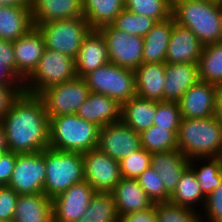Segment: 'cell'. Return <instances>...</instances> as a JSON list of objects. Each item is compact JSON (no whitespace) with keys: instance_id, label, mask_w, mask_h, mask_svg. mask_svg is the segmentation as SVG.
Instances as JSON below:
<instances>
[{"instance_id":"6da1fadb","label":"cell","mask_w":222,"mask_h":222,"mask_svg":"<svg viewBox=\"0 0 222 222\" xmlns=\"http://www.w3.org/2000/svg\"><path fill=\"white\" fill-rule=\"evenodd\" d=\"M0 122L9 151L36 153L49 147V117L38 95L23 92Z\"/></svg>"},{"instance_id":"7a4b0ae2","label":"cell","mask_w":222,"mask_h":222,"mask_svg":"<svg viewBox=\"0 0 222 222\" xmlns=\"http://www.w3.org/2000/svg\"><path fill=\"white\" fill-rule=\"evenodd\" d=\"M171 16L204 46L222 42V4L218 1L172 0Z\"/></svg>"},{"instance_id":"3957f363","label":"cell","mask_w":222,"mask_h":222,"mask_svg":"<svg viewBox=\"0 0 222 222\" xmlns=\"http://www.w3.org/2000/svg\"><path fill=\"white\" fill-rule=\"evenodd\" d=\"M178 150L187 158L222 156V122L214 115L205 119L183 118L177 134Z\"/></svg>"},{"instance_id":"277c9868","label":"cell","mask_w":222,"mask_h":222,"mask_svg":"<svg viewBox=\"0 0 222 222\" xmlns=\"http://www.w3.org/2000/svg\"><path fill=\"white\" fill-rule=\"evenodd\" d=\"M100 127L76 114L49 118V147L84 153L98 146Z\"/></svg>"},{"instance_id":"5b68a950","label":"cell","mask_w":222,"mask_h":222,"mask_svg":"<svg viewBox=\"0 0 222 222\" xmlns=\"http://www.w3.org/2000/svg\"><path fill=\"white\" fill-rule=\"evenodd\" d=\"M44 194L50 199L84 180L82 153L45 149Z\"/></svg>"},{"instance_id":"8992f818","label":"cell","mask_w":222,"mask_h":222,"mask_svg":"<svg viewBox=\"0 0 222 222\" xmlns=\"http://www.w3.org/2000/svg\"><path fill=\"white\" fill-rule=\"evenodd\" d=\"M75 77V59L45 48L37 68L23 83L24 92L39 95L43 90Z\"/></svg>"},{"instance_id":"52a82bcc","label":"cell","mask_w":222,"mask_h":222,"mask_svg":"<svg viewBox=\"0 0 222 222\" xmlns=\"http://www.w3.org/2000/svg\"><path fill=\"white\" fill-rule=\"evenodd\" d=\"M90 92L103 94L121 105L136 96L135 71L107 63L85 75Z\"/></svg>"},{"instance_id":"ba28073f","label":"cell","mask_w":222,"mask_h":222,"mask_svg":"<svg viewBox=\"0 0 222 222\" xmlns=\"http://www.w3.org/2000/svg\"><path fill=\"white\" fill-rule=\"evenodd\" d=\"M33 25L41 32L45 48L73 59L77 58L83 39L92 30L84 16Z\"/></svg>"},{"instance_id":"9c48e42d","label":"cell","mask_w":222,"mask_h":222,"mask_svg":"<svg viewBox=\"0 0 222 222\" xmlns=\"http://www.w3.org/2000/svg\"><path fill=\"white\" fill-rule=\"evenodd\" d=\"M90 90L83 77L53 85L43 90L38 96L42 99L49 118L76 114L86 101Z\"/></svg>"},{"instance_id":"30bf717a","label":"cell","mask_w":222,"mask_h":222,"mask_svg":"<svg viewBox=\"0 0 222 222\" xmlns=\"http://www.w3.org/2000/svg\"><path fill=\"white\" fill-rule=\"evenodd\" d=\"M98 31L105 39L111 63L134 71L142 64L143 37L117 30L112 25Z\"/></svg>"},{"instance_id":"8fae6325","label":"cell","mask_w":222,"mask_h":222,"mask_svg":"<svg viewBox=\"0 0 222 222\" xmlns=\"http://www.w3.org/2000/svg\"><path fill=\"white\" fill-rule=\"evenodd\" d=\"M45 149L36 153H16V164L8 186L19 194L44 193Z\"/></svg>"},{"instance_id":"7c38bea8","label":"cell","mask_w":222,"mask_h":222,"mask_svg":"<svg viewBox=\"0 0 222 222\" xmlns=\"http://www.w3.org/2000/svg\"><path fill=\"white\" fill-rule=\"evenodd\" d=\"M84 180L96 192H111L121 180L120 163L98 148L82 153Z\"/></svg>"},{"instance_id":"4fadbf2b","label":"cell","mask_w":222,"mask_h":222,"mask_svg":"<svg viewBox=\"0 0 222 222\" xmlns=\"http://www.w3.org/2000/svg\"><path fill=\"white\" fill-rule=\"evenodd\" d=\"M97 148L120 162L132 152L142 148L141 137L120 120L99 129Z\"/></svg>"},{"instance_id":"5bb4252c","label":"cell","mask_w":222,"mask_h":222,"mask_svg":"<svg viewBox=\"0 0 222 222\" xmlns=\"http://www.w3.org/2000/svg\"><path fill=\"white\" fill-rule=\"evenodd\" d=\"M96 191L86 181L71 185L52 199L54 222H77L89 207Z\"/></svg>"},{"instance_id":"9a60e30c","label":"cell","mask_w":222,"mask_h":222,"mask_svg":"<svg viewBox=\"0 0 222 222\" xmlns=\"http://www.w3.org/2000/svg\"><path fill=\"white\" fill-rule=\"evenodd\" d=\"M217 85L198 81L180 99L183 118L205 119L216 114Z\"/></svg>"},{"instance_id":"2e32d148","label":"cell","mask_w":222,"mask_h":222,"mask_svg":"<svg viewBox=\"0 0 222 222\" xmlns=\"http://www.w3.org/2000/svg\"><path fill=\"white\" fill-rule=\"evenodd\" d=\"M16 60V77L24 81L37 68L45 50L44 38L37 27L31 28L22 37L13 41Z\"/></svg>"},{"instance_id":"e0dca14e","label":"cell","mask_w":222,"mask_h":222,"mask_svg":"<svg viewBox=\"0 0 222 222\" xmlns=\"http://www.w3.org/2000/svg\"><path fill=\"white\" fill-rule=\"evenodd\" d=\"M203 47L204 45L190 29L177 24L173 18L166 63L198 64Z\"/></svg>"},{"instance_id":"ac0fdd59","label":"cell","mask_w":222,"mask_h":222,"mask_svg":"<svg viewBox=\"0 0 222 222\" xmlns=\"http://www.w3.org/2000/svg\"><path fill=\"white\" fill-rule=\"evenodd\" d=\"M122 105L103 94L90 92L86 101L79 107L76 115L92 122L100 128L121 120Z\"/></svg>"},{"instance_id":"d6986e66","label":"cell","mask_w":222,"mask_h":222,"mask_svg":"<svg viewBox=\"0 0 222 222\" xmlns=\"http://www.w3.org/2000/svg\"><path fill=\"white\" fill-rule=\"evenodd\" d=\"M33 24L83 16L82 0H30Z\"/></svg>"},{"instance_id":"ffe728a7","label":"cell","mask_w":222,"mask_h":222,"mask_svg":"<svg viewBox=\"0 0 222 222\" xmlns=\"http://www.w3.org/2000/svg\"><path fill=\"white\" fill-rule=\"evenodd\" d=\"M110 62L104 37L98 30H91L83 39L76 63L77 77L88 73Z\"/></svg>"},{"instance_id":"44dd1931","label":"cell","mask_w":222,"mask_h":222,"mask_svg":"<svg viewBox=\"0 0 222 222\" xmlns=\"http://www.w3.org/2000/svg\"><path fill=\"white\" fill-rule=\"evenodd\" d=\"M111 194L119 217L154 206L137 179L121 178Z\"/></svg>"},{"instance_id":"7402d4cb","label":"cell","mask_w":222,"mask_h":222,"mask_svg":"<svg viewBox=\"0 0 222 222\" xmlns=\"http://www.w3.org/2000/svg\"><path fill=\"white\" fill-rule=\"evenodd\" d=\"M199 80L198 64L166 63L164 101L178 103L184 93Z\"/></svg>"},{"instance_id":"603a6c76","label":"cell","mask_w":222,"mask_h":222,"mask_svg":"<svg viewBox=\"0 0 222 222\" xmlns=\"http://www.w3.org/2000/svg\"><path fill=\"white\" fill-rule=\"evenodd\" d=\"M189 160L179 150L152 153L150 166L162 176L164 187L170 195L189 167Z\"/></svg>"},{"instance_id":"cb8c5ba5","label":"cell","mask_w":222,"mask_h":222,"mask_svg":"<svg viewBox=\"0 0 222 222\" xmlns=\"http://www.w3.org/2000/svg\"><path fill=\"white\" fill-rule=\"evenodd\" d=\"M165 69L166 63H142L135 70L136 95L164 101Z\"/></svg>"},{"instance_id":"d4e9b609","label":"cell","mask_w":222,"mask_h":222,"mask_svg":"<svg viewBox=\"0 0 222 222\" xmlns=\"http://www.w3.org/2000/svg\"><path fill=\"white\" fill-rule=\"evenodd\" d=\"M52 199L44 193L19 194L12 222H52Z\"/></svg>"},{"instance_id":"484cf974","label":"cell","mask_w":222,"mask_h":222,"mask_svg":"<svg viewBox=\"0 0 222 222\" xmlns=\"http://www.w3.org/2000/svg\"><path fill=\"white\" fill-rule=\"evenodd\" d=\"M33 27L30 5H0V39L16 41Z\"/></svg>"},{"instance_id":"4316f807","label":"cell","mask_w":222,"mask_h":222,"mask_svg":"<svg viewBox=\"0 0 222 222\" xmlns=\"http://www.w3.org/2000/svg\"><path fill=\"white\" fill-rule=\"evenodd\" d=\"M173 29V17L157 22L143 37L142 63H166V54Z\"/></svg>"},{"instance_id":"83f0119b","label":"cell","mask_w":222,"mask_h":222,"mask_svg":"<svg viewBox=\"0 0 222 222\" xmlns=\"http://www.w3.org/2000/svg\"><path fill=\"white\" fill-rule=\"evenodd\" d=\"M155 113L156 101L136 95L122 104L121 120L140 134L153 125Z\"/></svg>"},{"instance_id":"f1b7e54d","label":"cell","mask_w":222,"mask_h":222,"mask_svg":"<svg viewBox=\"0 0 222 222\" xmlns=\"http://www.w3.org/2000/svg\"><path fill=\"white\" fill-rule=\"evenodd\" d=\"M83 16L92 30L111 25L125 8V0H82Z\"/></svg>"},{"instance_id":"f546056e","label":"cell","mask_w":222,"mask_h":222,"mask_svg":"<svg viewBox=\"0 0 222 222\" xmlns=\"http://www.w3.org/2000/svg\"><path fill=\"white\" fill-rule=\"evenodd\" d=\"M198 70L200 81L215 85L222 83V42L203 47Z\"/></svg>"},{"instance_id":"4dcf8cb0","label":"cell","mask_w":222,"mask_h":222,"mask_svg":"<svg viewBox=\"0 0 222 222\" xmlns=\"http://www.w3.org/2000/svg\"><path fill=\"white\" fill-rule=\"evenodd\" d=\"M199 159L204 160V163L206 159L208 163H205L206 165L203 163V165L198 168L194 162L196 160L199 161ZM189 168L194 172L205 197L211 194L222 182V156L190 159Z\"/></svg>"},{"instance_id":"1f68e13d","label":"cell","mask_w":222,"mask_h":222,"mask_svg":"<svg viewBox=\"0 0 222 222\" xmlns=\"http://www.w3.org/2000/svg\"><path fill=\"white\" fill-rule=\"evenodd\" d=\"M206 197L203 195L200 184L197 181L194 172L188 167L181 176L174 192L170 195V202L195 209V203L203 201L205 204Z\"/></svg>"},{"instance_id":"d6a6232c","label":"cell","mask_w":222,"mask_h":222,"mask_svg":"<svg viewBox=\"0 0 222 222\" xmlns=\"http://www.w3.org/2000/svg\"><path fill=\"white\" fill-rule=\"evenodd\" d=\"M119 219L111 192H96L77 222H119Z\"/></svg>"},{"instance_id":"836d02e7","label":"cell","mask_w":222,"mask_h":222,"mask_svg":"<svg viewBox=\"0 0 222 222\" xmlns=\"http://www.w3.org/2000/svg\"><path fill=\"white\" fill-rule=\"evenodd\" d=\"M140 137L142 148L150 153L178 150L177 135L167 128L152 125Z\"/></svg>"},{"instance_id":"e575fe53","label":"cell","mask_w":222,"mask_h":222,"mask_svg":"<svg viewBox=\"0 0 222 222\" xmlns=\"http://www.w3.org/2000/svg\"><path fill=\"white\" fill-rule=\"evenodd\" d=\"M125 8L134 14L162 22L171 17L172 0H125Z\"/></svg>"},{"instance_id":"d590c367","label":"cell","mask_w":222,"mask_h":222,"mask_svg":"<svg viewBox=\"0 0 222 222\" xmlns=\"http://www.w3.org/2000/svg\"><path fill=\"white\" fill-rule=\"evenodd\" d=\"M156 23L152 18L134 14L124 8L111 25L125 33L144 37Z\"/></svg>"},{"instance_id":"8d00e7d4","label":"cell","mask_w":222,"mask_h":222,"mask_svg":"<svg viewBox=\"0 0 222 222\" xmlns=\"http://www.w3.org/2000/svg\"><path fill=\"white\" fill-rule=\"evenodd\" d=\"M195 210L170 201L155 203L156 222H203Z\"/></svg>"},{"instance_id":"74e56055","label":"cell","mask_w":222,"mask_h":222,"mask_svg":"<svg viewBox=\"0 0 222 222\" xmlns=\"http://www.w3.org/2000/svg\"><path fill=\"white\" fill-rule=\"evenodd\" d=\"M181 119L179 103L156 101V113L153 119V125L167 128V130H171L177 135Z\"/></svg>"},{"instance_id":"f35d334b","label":"cell","mask_w":222,"mask_h":222,"mask_svg":"<svg viewBox=\"0 0 222 222\" xmlns=\"http://www.w3.org/2000/svg\"><path fill=\"white\" fill-rule=\"evenodd\" d=\"M137 181L154 204L170 200V194L164 187L162 176L151 166L142 172Z\"/></svg>"},{"instance_id":"ab89813d","label":"cell","mask_w":222,"mask_h":222,"mask_svg":"<svg viewBox=\"0 0 222 222\" xmlns=\"http://www.w3.org/2000/svg\"><path fill=\"white\" fill-rule=\"evenodd\" d=\"M152 153L141 148L122 159L120 174L122 178L137 179L143 171L150 167Z\"/></svg>"},{"instance_id":"60d3db41","label":"cell","mask_w":222,"mask_h":222,"mask_svg":"<svg viewBox=\"0 0 222 222\" xmlns=\"http://www.w3.org/2000/svg\"><path fill=\"white\" fill-rule=\"evenodd\" d=\"M23 92V84H0V121Z\"/></svg>"},{"instance_id":"b9f144b4","label":"cell","mask_w":222,"mask_h":222,"mask_svg":"<svg viewBox=\"0 0 222 222\" xmlns=\"http://www.w3.org/2000/svg\"><path fill=\"white\" fill-rule=\"evenodd\" d=\"M203 211L206 212L207 222H222V182L206 197Z\"/></svg>"},{"instance_id":"7bdbcfd3","label":"cell","mask_w":222,"mask_h":222,"mask_svg":"<svg viewBox=\"0 0 222 222\" xmlns=\"http://www.w3.org/2000/svg\"><path fill=\"white\" fill-rule=\"evenodd\" d=\"M18 194L9 186L0 187V219L13 221Z\"/></svg>"},{"instance_id":"ee69618b","label":"cell","mask_w":222,"mask_h":222,"mask_svg":"<svg viewBox=\"0 0 222 222\" xmlns=\"http://www.w3.org/2000/svg\"><path fill=\"white\" fill-rule=\"evenodd\" d=\"M16 164V153L7 151L0 159V185L8 186Z\"/></svg>"},{"instance_id":"f6af8a7d","label":"cell","mask_w":222,"mask_h":222,"mask_svg":"<svg viewBox=\"0 0 222 222\" xmlns=\"http://www.w3.org/2000/svg\"><path fill=\"white\" fill-rule=\"evenodd\" d=\"M0 61L16 76V60L13 41L0 39Z\"/></svg>"},{"instance_id":"bcb514c9","label":"cell","mask_w":222,"mask_h":222,"mask_svg":"<svg viewBox=\"0 0 222 222\" xmlns=\"http://www.w3.org/2000/svg\"><path fill=\"white\" fill-rule=\"evenodd\" d=\"M119 222H156L155 204L149 209L121 216Z\"/></svg>"},{"instance_id":"7dc6e473","label":"cell","mask_w":222,"mask_h":222,"mask_svg":"<svg viewBox=\"0 0 222 222\" xmlns=\"http://www.w3.org/2000/svg\"><path fill=\"white\" fill-rule=\"evenodd\" d=\"M0 84H23V83L0 61Z\"/></svg>"},{"instance_id":"c3c4849f","label":"cell","mask_w":222,"mask_h":222,"mask_svg":"<svg viewBox=\"0 0 222 222\" xmlns=\"http://www.w3.org/2000/svg\"><path fill=\"white\" fill-rule=\"evenodd\" d=\"M9 151L6 139V133L3 124L0 122V159Z\"/></svg>"},{"instance_id":"681fc988","label":"cell","mask_w":222,"mask_h":222,"mask_svg":"<svg viewBox=\"0 0 222 222\" xmlns=\"http://www.w3.org/2000/svg\"><path fill=\"white\" fill-rule=\"evenodd\" d=\"M215 116L222 122V83L217 85V102Z\"/></svg>"},{"instance_id":"f907efd6","label":"cell","mask_w":222,"mask_h":222,"mask_svg":"<svg viewBox=\"0 0 222 222\" xmlns=\"http://www.w3.org/2000/svg\"><path fill=\"white\" fill-rule=\"evenodd\" d=\"M1 6H23L30 5V0H0Z\"/></svg>"}]
</instances>
